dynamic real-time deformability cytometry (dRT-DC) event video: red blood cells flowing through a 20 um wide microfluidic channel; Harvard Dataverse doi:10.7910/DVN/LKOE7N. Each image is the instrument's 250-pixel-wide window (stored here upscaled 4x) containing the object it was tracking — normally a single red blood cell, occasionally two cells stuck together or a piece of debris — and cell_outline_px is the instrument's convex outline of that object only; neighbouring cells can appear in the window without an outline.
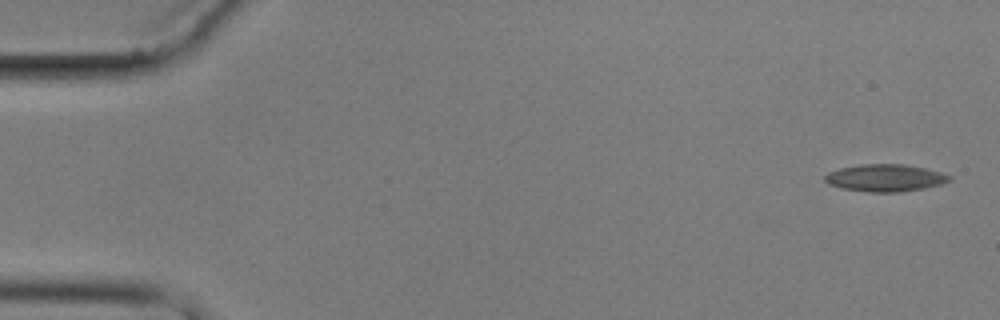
{"species": "common noctule bat (a hibernating species)", "species_latin": "Nyctalus noctula", "temperature_condition": "cold", "stored_images_in_passage": 4, "camera_frame_rate_fps": 3000, "um_per_image_px": 0.085, "animal": {"sex": "male", "body_mass_g": 17.9}, "frame": {"image": 1, "passage_image": 1, "time_ms": 0.0, "image_size_px": [1000, 320], "cell_outline_px": [[952, 180], [940, 184], [924, 188], [900, 192], [868, 192], [844, 188], [828, 184], [824, 180], [824, 176], [828, 172], [840, 168], [860, 164], [904, 164], [924, 168], [940, 172], [952, 176]], "centroid_in_image_um": [75.24, 15.12], "position_along_channel_um": 9.8, "area_um2": 19.71}}